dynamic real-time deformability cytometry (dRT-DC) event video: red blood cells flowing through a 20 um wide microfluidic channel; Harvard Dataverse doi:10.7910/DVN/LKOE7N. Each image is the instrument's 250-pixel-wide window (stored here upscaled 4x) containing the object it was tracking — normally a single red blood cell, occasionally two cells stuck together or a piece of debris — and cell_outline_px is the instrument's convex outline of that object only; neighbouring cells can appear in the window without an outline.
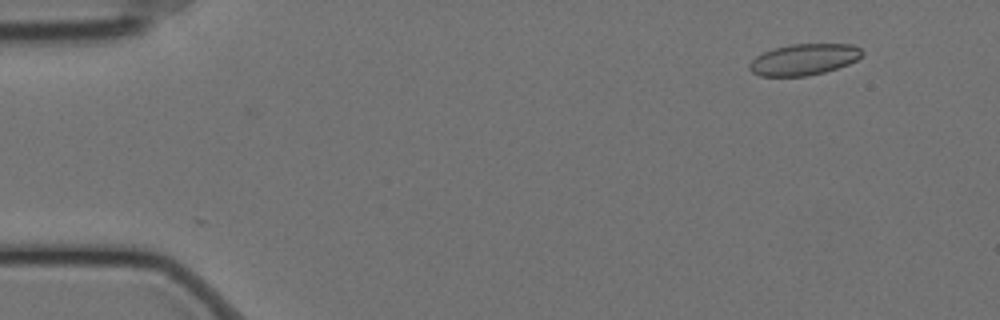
{"species": "Egyptian fruit bat (a non-hibernating species)", "species_latin": "Rousettus aegyptiacus", "temperature_condition": "cold", "stored_images_in_passage": 56, "segment_of_instrument_passage": [1, 2], "camera_frame_rate_fps": 3000, "um_per_image_px": 0.085, "animal": {"sex": "female"}, "frame": {"image": 1, "passage_image": 2, "time_ms": 0.333, "image_size_px": [1000, 320], "cell_outline_px": [[864, 52], [856, 60], [848, 64], [824, 72], [808, 76], [760, 76], [752, 72], [748, 68], [748, 64], [756, 56], [772, 48], [792, 44], [852, 44], [860, 48]], "centroid_in_image_um": [68.31, 5.05], "position_along_channel_um": 16.7, "area_um2": 20.52}}
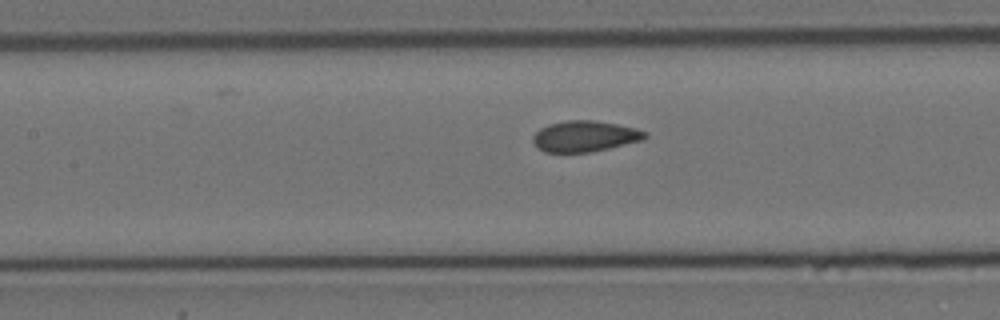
{"frame": {"image": 2, "passage_image": 23, "time_ms": 7.333, "image_size_px": [1000, 320], "cell_outline_px": [[648, 136], [644, 140], [608, 148], [588, 152], [544, 152], [532, 140], [532, 136], [540, 128], [548, 124], [564, 120], [596, 120], [636, 128], [648, 132]], "centroid_in_image_um": [49.73, 11.56], "position_along_channel_um": 157.7, "area_um2": 20.23}}
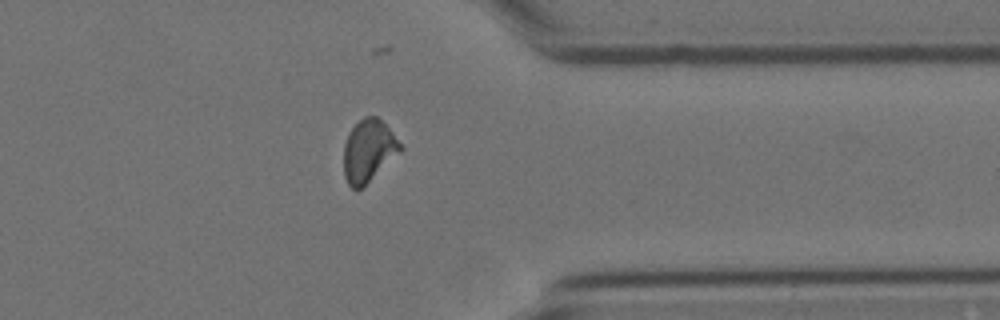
{"frame": {"image": 3, "passage_image": 43, "time_ms": 14.0, "image_size_px": [1000, 320], "cell_outline_px": [[404, 148], [400, 152], [360, 188], [352, 188], [348, 184], [344, 176], [344, 144], [352, 128], [364, 116], [376, 116], [388, 128]], "centroid_in_image_um": [31.31, 12.8], "position_along_channel_um": 380.1, "area_um2": 19.88}}